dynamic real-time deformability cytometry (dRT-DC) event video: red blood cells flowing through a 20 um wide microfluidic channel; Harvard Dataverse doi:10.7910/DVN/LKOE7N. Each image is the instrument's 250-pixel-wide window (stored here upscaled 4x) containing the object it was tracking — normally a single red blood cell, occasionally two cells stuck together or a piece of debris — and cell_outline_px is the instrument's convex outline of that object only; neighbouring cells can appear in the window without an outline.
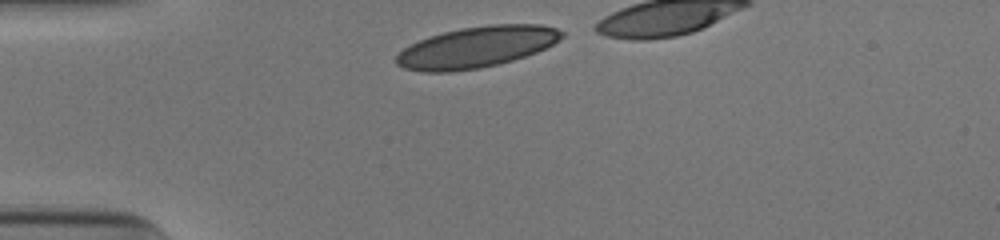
{"species": "human", "species_latin": "Homo sapiens", "temperature_condition": "cold", "stored_images_in_passage": 31, "camera_frame_rate_fps": 3000, "um_per_image_px": 0.085, "donor": {"sex": "male"}, "frame": {"image": 1, "passage_image": 1, "time_ms": 0.0, "image_size_px": [1000, 240], "cell_outline_px": [[564, 36], [552, 44], [536, 52], [512, 60], [480, 68], [448, 72], [424, 72], [404, 68], [396, 64], [396, 56], [404, 48], [428, 36], [460, 28], [488, 24], [540, 24], [556, 28], [564, 32]], "centroid_in_image_um": [40.5, 3.99], "position_along_channel_um": 44.5, "area_um2": 39.42}}
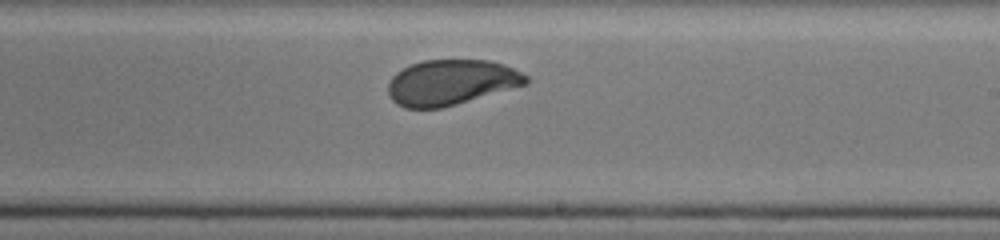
{"frame": {"image": 2, "passage_image": 19, "time_ms": 6.0, "image_size_px": [1000, 240], "cell_outline_px": [[528, 84], [456, 104], [440, 108], [404, 108], [396, 104], [388, 96], [388, 84], [392, 76], [396, 72], [412, 64], [424, 60], [488, 60], [504, 64], [528, 76]], "centroid_in_image_um": [38.32, 7.0], "position_along_channel_um": 250.7, "area_um2": 36.41}}
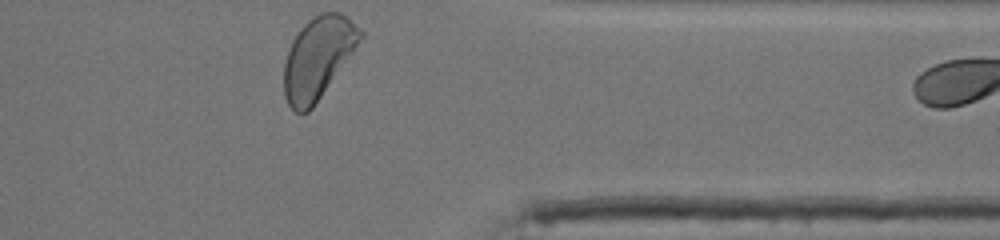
{"frame": {"image": 3, "passage_image": 30, "time_ms": 9.667, "image_size_px": [1000, 240], "cell_outline_px": [[364, 40], [312, 108], [308, 112], [296, 112], [288, 104], [284, 96], [284, 64], [292, 40], [300, 28], [308, 20], [320, 12], [340, 12], [348, 16], [364, 32]], "centroid_in_image_um": [27.08, 4.88], "position_along_channel_um": 384.3, "area_um2": 36.76}}